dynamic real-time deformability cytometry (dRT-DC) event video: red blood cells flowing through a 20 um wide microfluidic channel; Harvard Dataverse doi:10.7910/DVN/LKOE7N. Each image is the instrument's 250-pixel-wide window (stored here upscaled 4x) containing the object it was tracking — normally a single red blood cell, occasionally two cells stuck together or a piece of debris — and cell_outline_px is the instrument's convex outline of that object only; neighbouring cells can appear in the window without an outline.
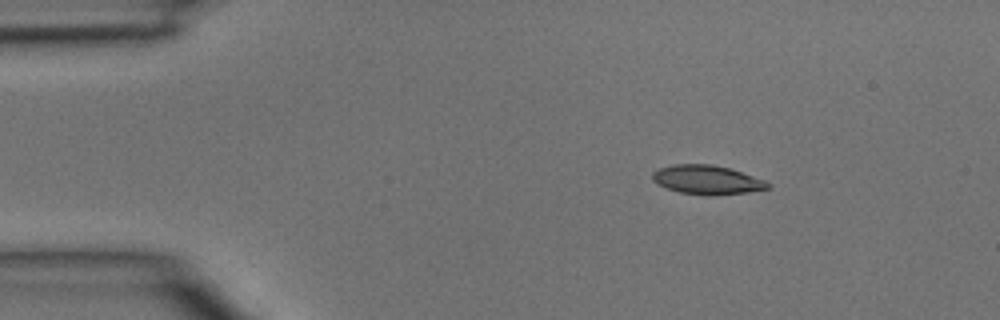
{"species": "common noctule bat (a hibernating species)", "species_latin": "Nyctalus noctula", "temperature_condition": "room temperature", "stored_images_in_passage": 3, "camera_frame_rate_fps": 3000, "um_per_image_px": 0.085, "animal": {"sex": "male", "body_mass_g": 15.6}, "frame": {"image": 1, "passage_image": 1, "time_ms": 0.0, "image_size_px": [1000, 320], "cell_outline_px": [[772, 184], [768, 188], [748, 192], [716, 196], [680, 192], [668, 188], [652, 180], [652, 172], [660, 168], [672, 164], [712, 164], [728, 168], [764, 180]], "centroid_in_image_um": [60.1, 15.28], "position_along_channel_um": 24.9, "area_um2": 19.31}}
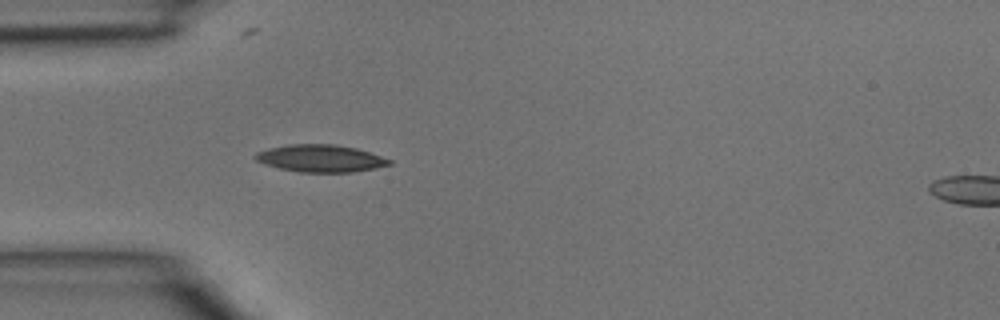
{"frame": {"image": 2, "passage_image": 2, "time_ms": 0.333, "image_size_px": [1000, 320], "cell_outline_px": [[392, 164], [352, 172], [300, 172], [280, 168], [264, 164], [256, 160], [252, 156], [256, 152], [268, 148], [288, 144], [336, 144], [356, 148], [392, 160]], "centroid_in_image_um": [27.19, 13.45], "position_along_channel_um": 57.8, "area_um2": 21.21}}